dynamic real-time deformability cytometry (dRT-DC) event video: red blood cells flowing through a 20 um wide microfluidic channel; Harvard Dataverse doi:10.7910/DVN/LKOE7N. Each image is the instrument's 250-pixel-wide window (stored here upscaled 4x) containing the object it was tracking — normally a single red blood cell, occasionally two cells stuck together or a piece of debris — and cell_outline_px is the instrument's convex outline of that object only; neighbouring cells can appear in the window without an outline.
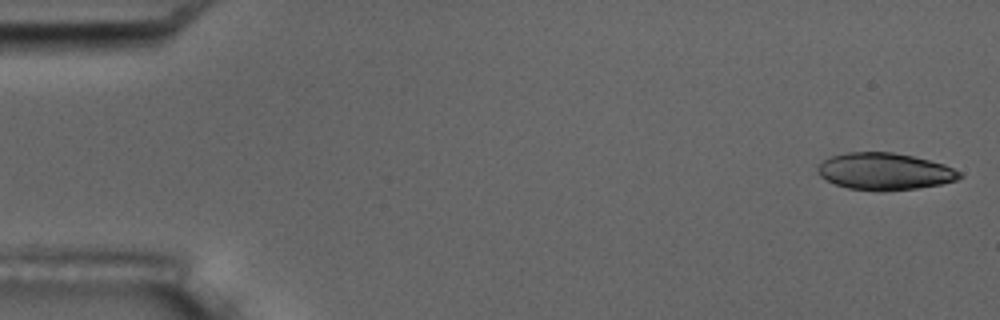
{"species": "common noctule bat (a hibernating species)", "species_latin": "Nyctalus noctula", "temperature_condition": "room temperature", "stored_images_in_passage": 4, "camera_frame_rate_fps": 3000, "um_per_image_px": 0.085, "animal": {"sex": "male", "body_mass_g": 17.5, "forearm_length_mm": 52.3}, "frame": {"image": 1, "passage_image": 1, "time_ms": 0.0, "image_size_px": [1000, 320], "cell_outline_px": [[964, 176], [956, 180], [940, 184], [916, 188], [880, 192], [876, 192], [848, 188], [836, 184], [820, 176], [816, 172], [816, 168], [824, 160], [832, 156], [848, 152], [892, 152], [912, 156], [944, 164], [960, 172]], "centroid_in_image_um": [75.18, 14.58], "position_along_channel_um": 9.8, "area_um2": 30.52}}